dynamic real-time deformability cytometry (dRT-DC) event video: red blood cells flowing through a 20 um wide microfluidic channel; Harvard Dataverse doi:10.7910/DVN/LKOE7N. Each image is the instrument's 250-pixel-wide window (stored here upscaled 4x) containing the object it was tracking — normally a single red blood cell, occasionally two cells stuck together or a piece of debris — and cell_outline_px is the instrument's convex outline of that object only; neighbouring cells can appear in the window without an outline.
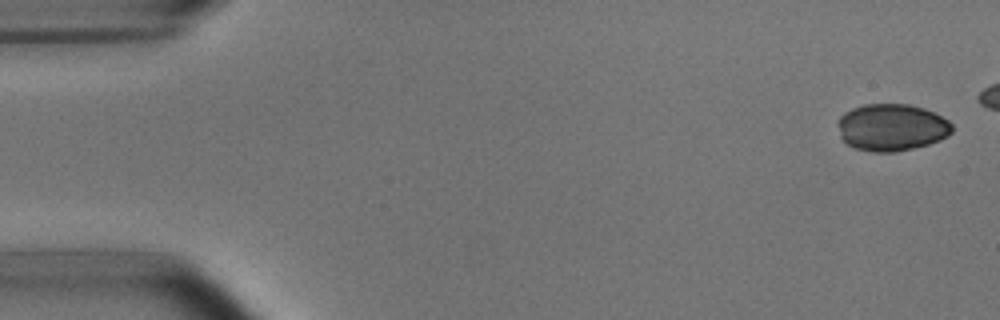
{"species": "common noctule bat (a hibernating species)", "species_latin": "Nyctalus noctula", "temperature_condition": "room temperature", "stored_images_in_passage": 10, "camera_frame_rate_fps": 3000, "um_per_image_px": 0.085, "animal": {"sex": "male", "body_mass_g": 15.6}, "frame": {"image": 1, "passage_image": 1, "time_ms": 0.0, "image_size_px": [1000, 320], "cell_outline_px": [[952, 132], [948, 136], [940, 140], [928, 144], [912, 148], [892, 152], [872, 152], [856, 148], [848, 144], [840, 136], [836, 124], [840, 116], [844, 112], [852, 108], [864, 104], [908, 104], [924, 108], [948, 120], [952, 124]], "centroid_in_image_um": [75.77, 10.82], "position_along_channel_um": 9.2, "area_um2": 31.39}}
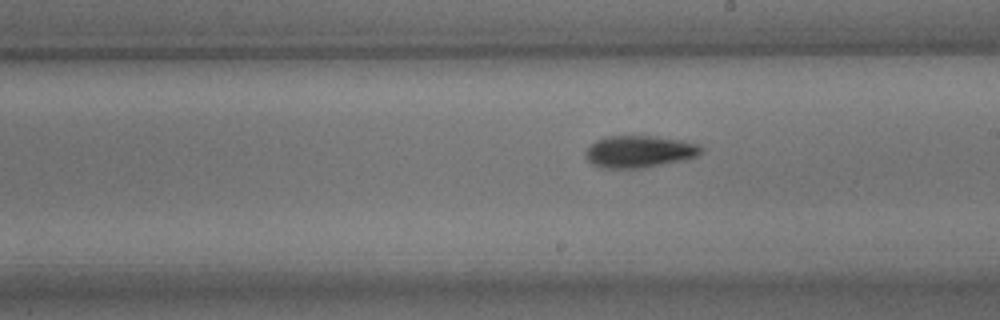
{"frame": {"image": 2, "passage_image": 10, "time_ms": 11.333, "image_size_px": [1000, 320], "cell_outline_px": [[704, 152], [696, 156], [680, 160], [644, 168], [600, 168], [592, 164], [584, 156], [584, 152], [596, 140], [604, 136], [656, 136], [684, 140], [700, 144], [704, 148]], "centroid_in_image_um": [54.35, 12.87], "position_along_channel_um": 234.7, "area_um2": 21.79}}